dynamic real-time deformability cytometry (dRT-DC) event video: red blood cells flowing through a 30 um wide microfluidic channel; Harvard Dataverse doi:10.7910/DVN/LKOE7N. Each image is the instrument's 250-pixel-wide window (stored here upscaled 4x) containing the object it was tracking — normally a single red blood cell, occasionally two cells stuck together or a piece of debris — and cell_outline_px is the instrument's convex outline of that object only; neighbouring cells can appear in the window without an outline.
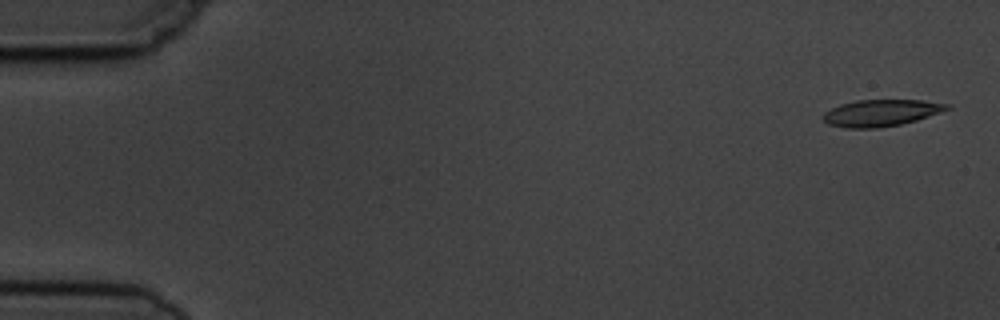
{"species": "common noctule bat (a hibernating species)", "species_latin": "Nyctalus noctula", "temperature_condition": "cold", "stored_images_in_passage": 5, "camera_frame_rate_fps": 3000, "um_per_image_px": 0.085, "animal": {"sex": "male", "body_mass_g": 19.5, "forearm_length_mm": 54.6}, "frame": {"image": 1, "passage_image": 1, "time_ms": 0.0, "image_size_px": [1000, 320], "cell_outline_px": [[952, 108], [916, 120], [900, 124], [876, 128], [844, 128], [828, 124], [820, 116], [824, 112], [840, 104], [856, 100], [920, 100], [952, 104]], "centroid_in_image_um": [74.87, 9.59], "position_along_channel_um": 10.1, "area_um2": 19.31}}
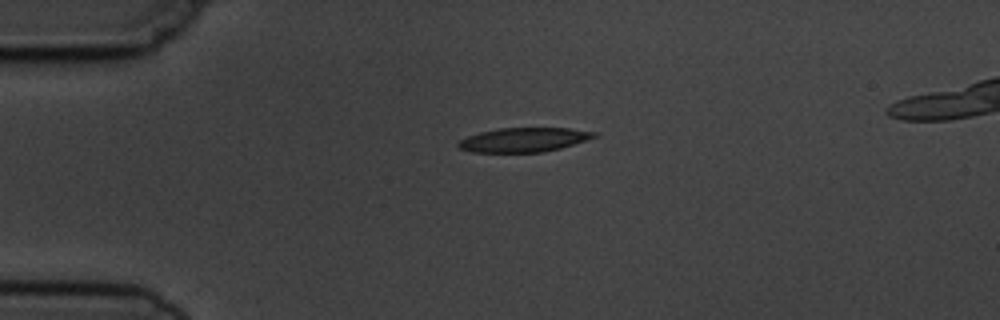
{"frame": {"image": 2, "passage_image": 4, "time_ms": 3.667, "image_size_px": [1000, 320], "cell_outline_px": [[600, 136], [560, 148], [544, 152], [472, 152], [460, 148], [456, 144], [460, 140], [468, 136], [480, 132], [500, 128], [572, 128], [600, 132]], "centroid_in_image_um": [44.6, 11.87], "position_along_channel_um": 40.4, "area_um2": 19.31}}